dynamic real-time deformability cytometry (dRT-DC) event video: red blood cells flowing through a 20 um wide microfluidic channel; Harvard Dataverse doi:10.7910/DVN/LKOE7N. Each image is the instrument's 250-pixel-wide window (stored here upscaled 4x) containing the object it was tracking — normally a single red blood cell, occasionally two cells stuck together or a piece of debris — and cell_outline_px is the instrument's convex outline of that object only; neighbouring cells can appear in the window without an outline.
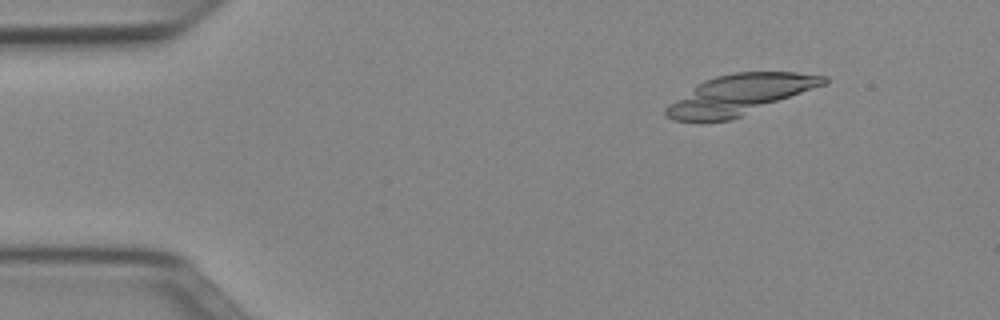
{"species": "Egyptian fruit bat (a non-hibernating species)", "species_latin": "Rousettus aegyptiacus", "temperature_condition": "cold", "stored_images_in_passage": 38, "camera_frame_rate_fps": 3000, "um_per_image_px": 0.085, "animal": {"sex": "female"}, "frame": {"image": 1, "passage_image": 6, "time_ms": 1.667, "image_size_px": [1000, 320], "cell_outline_px": [[828, 84], [740, 116], [728, 120], [672, 120], [664, 116], [664, 108], [668, 104], [704, 80], [716, 76], [732, 72], [796, 72], [828, 76]], "centroid_in_image_um": [62.9, 8.03], "position_along_channel_um": 22.1, "area_um2": 36.47}}